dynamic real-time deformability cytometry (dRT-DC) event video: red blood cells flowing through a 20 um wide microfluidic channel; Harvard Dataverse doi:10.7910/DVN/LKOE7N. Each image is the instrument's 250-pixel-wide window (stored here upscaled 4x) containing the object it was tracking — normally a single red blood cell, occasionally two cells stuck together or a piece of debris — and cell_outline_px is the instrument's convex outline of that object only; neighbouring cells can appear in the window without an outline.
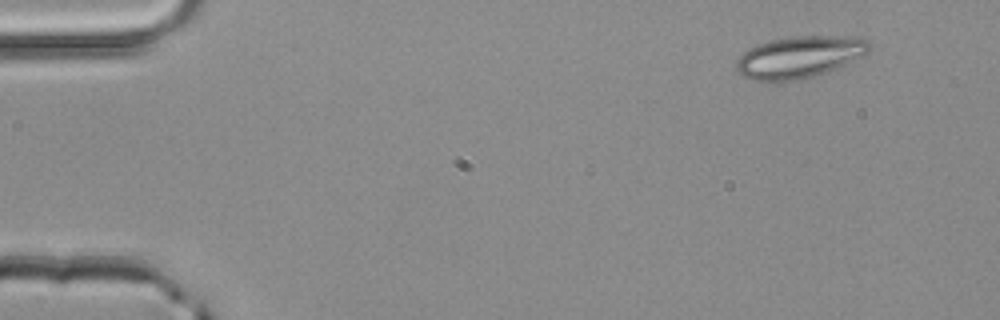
{"species": "common noctule bat (a hibernating species)", "species_latin": "Nyctalus noctula", "temperature_condition": "room temperature", "stored_images_in_passage": 3, "camera_frame_rate_fps": 3000, "um_per_image_px": 0.085, "animal": {"sex": "male", "body_mass_g": 20.4}, "frame": {"image": 1, "passage_image": 1, "time_ms": 0.0, "image_size_px": [1000, 320], "cell_outline_px": [[872, 48], [868, 52], [836, 68], [812, 76], [796, 80], [776, 84], [752, 80], [740, 76], [736, 72], [736, 60], [748, 48], [768, 40], [792, 36], [860, 36], [868, 40], [872, 44]], "centroid_in_image_um": [67.9, 4.86], "position_along_channel_um": 17.1, "area_um2": 33.06}}